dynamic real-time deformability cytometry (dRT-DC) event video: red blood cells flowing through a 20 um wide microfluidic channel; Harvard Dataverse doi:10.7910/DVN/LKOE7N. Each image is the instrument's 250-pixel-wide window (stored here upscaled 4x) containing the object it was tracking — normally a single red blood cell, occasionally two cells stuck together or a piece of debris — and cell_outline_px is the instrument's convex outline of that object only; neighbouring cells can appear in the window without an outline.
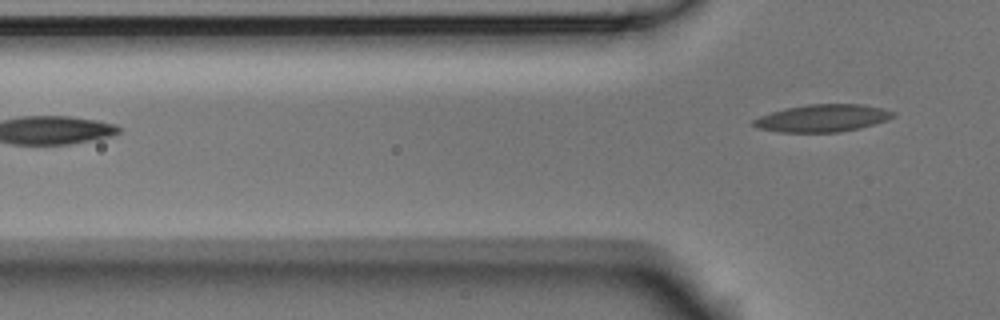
{"species": "Egyptian fruit bat (a non-hibernating species)", "species_latin": "Rousettus aegyptiacus", "temperature_condition": "room temperature", "stored_images_in_passage": 5, "camera_frame_rate_fps": 3000, "um_per_image_px": 0.085, "animal": {"sex": "male"}, "frame": {"image": 1, "passage_image": 5, "time_ms": 1.333, "image_size_px": [1000, 320], "cell_outline_px": [[896, 116], [860, 128], [840, 132], [780, 132], [756, 128], [752, 124], [752, 120], [760, 116], [772, 112], [788, 108], [808, 104], [864, 104], [896, 112]], "centroid_in_image_um": [69.9, 10.04], "position_along_channel_um": 55.9, "area_um2": 22.14}}